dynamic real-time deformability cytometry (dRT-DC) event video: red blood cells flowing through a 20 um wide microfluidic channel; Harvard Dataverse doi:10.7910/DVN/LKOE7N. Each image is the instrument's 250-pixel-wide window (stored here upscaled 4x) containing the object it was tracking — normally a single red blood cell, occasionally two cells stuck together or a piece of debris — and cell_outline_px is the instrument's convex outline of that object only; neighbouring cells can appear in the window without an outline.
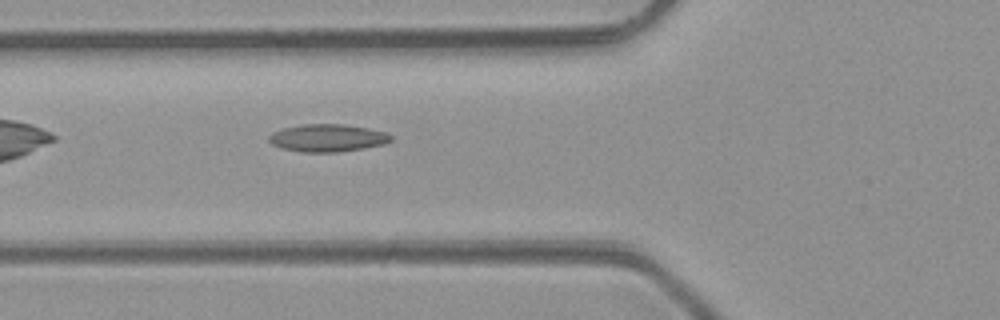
{"species": "common noctule bat (a hibernating species)", "species_latin": "Nyctalus noctula", "temperature_condition": "room temperature", "stored_images_in_passage": 6, "camera_frame_rate_fps": 3000, "um_per_image_px": 0.085, "animal": {"sex": "male", "body_mass_g": 23.1, "forearm_length_mm": 52.7}, "frame": {"image": 1, "passage_image": 6, "time_ms": 6.333, "image_size_px": [1000, 320], "cell_outline_px": [[392, 140], [384, 144], [364, 148], [336, 152], [304, 152], [280, 148], [272, 144], [268, 140], [268, 136], [272, 132], [284, 128], [304, 124], [344, 124], [368, 128], [388, 132], [392, 136]], "centroid_in_image_um": [27.85, 11.72], "position_along_channel_um": 97.9, "area_um2": 19.65}}